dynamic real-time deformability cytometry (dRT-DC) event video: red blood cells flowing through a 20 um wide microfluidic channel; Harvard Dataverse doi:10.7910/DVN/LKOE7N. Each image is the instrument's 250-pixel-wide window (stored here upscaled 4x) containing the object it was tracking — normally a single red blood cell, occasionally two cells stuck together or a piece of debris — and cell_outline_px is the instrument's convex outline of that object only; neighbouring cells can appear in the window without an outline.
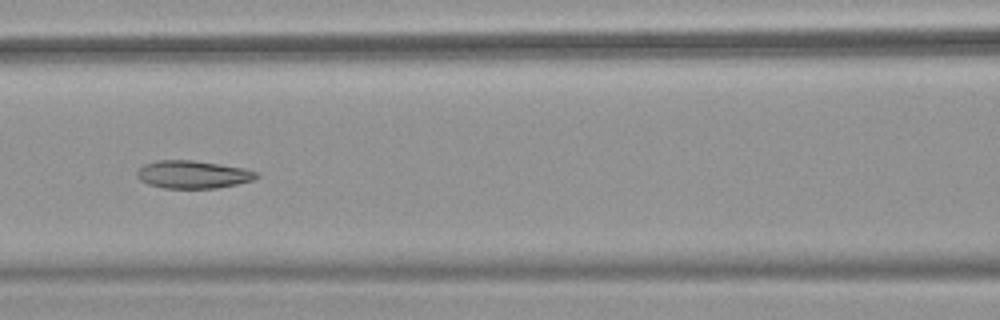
{"species": "common noctule bat (a hibernating species)", "species_latin": "Nyctalus noctula", "temperature_condition": "warm", "stored_images_in_passage": 50, "camera_frame_rate_fps": 3000, "um_per_image_px": 0.085, "animal": {"sex": "female", "body_mass_g": 18.4}, "frame": {"image": 1, "passage_image": 22, "time_ms": 7.0, "image_size_px": [1000, 320], "cell_outline_px": [[260, 176], [252, 180], [236, 184], [216, 188], [164, 188], [148, 184], [140, 180], [136, 176], [136, 172], [144, 164], [156, 160], [192, 160], [220, 164], [244, 168], [256, 172]], "centroid_in_image_um": [16.37, 14.83], "position_along_channel_um": 150.2, "area_um2": 19.31}, "authors_computed_cell_mechanics": {"area_um2": 21.7328, "velocity_mm_per_s": 3.9672, "shape_relaxation_time_tau1_ms": 9.3977, "shape_relaxation_time_tau2_ms": 1.4067, "deformation_change_tau1": 0.1997, "deformation_change_tau2": 0.0666}}